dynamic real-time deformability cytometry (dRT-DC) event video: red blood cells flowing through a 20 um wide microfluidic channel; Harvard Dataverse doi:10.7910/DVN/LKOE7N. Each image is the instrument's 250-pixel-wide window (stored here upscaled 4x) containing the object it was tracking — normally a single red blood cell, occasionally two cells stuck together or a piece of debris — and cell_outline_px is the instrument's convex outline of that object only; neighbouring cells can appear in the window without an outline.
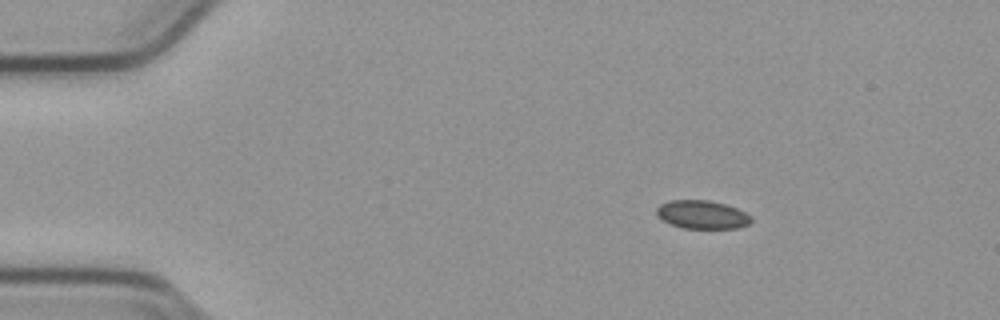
{"species": "common noctule bat (a hibernating species)", "species_latin": "Nyctalus noctula", "temperature_condition": "cold", "stored_images_in_passage": 47, "camera_frame_rate_fps": 3000, "um_per_image_px": 0.085, "animal": {"sex": "male", "body_mass_g": 23.1, "forearm_length_mm": 52.7}, "frame": {"image": 1, "passage_image": 1, "time_ms": 0.0, "image_size_px": [1000, 320], "cell_outline_px": [[752, 220], [748, 224], [736, 228], [684, 228], [672, 224], [656, 216], [656, 208], [660, 204], [672, 200], [708, 200], [724, 204], [736, 208], [752, 216]], "centroid_in_image_um": [59.67, 18.24], "position_along_channel_um": 25.3, "area_um2": 15.49}}
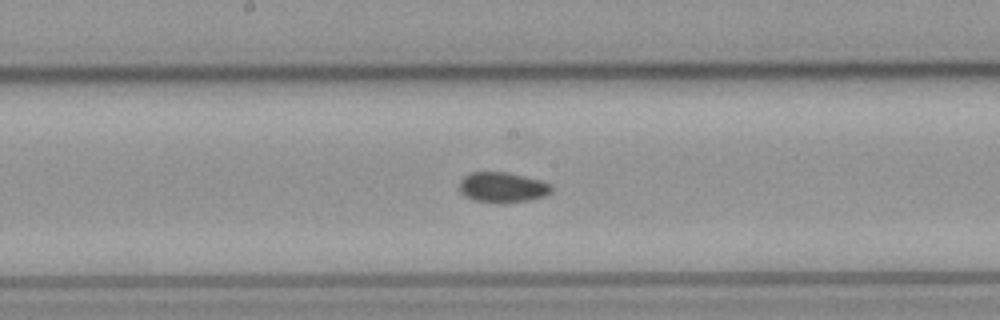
{"frame": {"image": 2, "passage_image": 21, "time_ms": 6.667, "image_size_px": [1000, 320], "cell_outline_px": [[552, 192], [544, 196], [528, 200], [504, 204], [476, 200], [460, 192], [460, 180], [464, 176], [472, 172], [508, 172], [540, 180], [552, 184]], "centroid_in_image_um": [42.75, 15.92], "position_along_channel_um": 205.5, "area_um2": 16.24}}
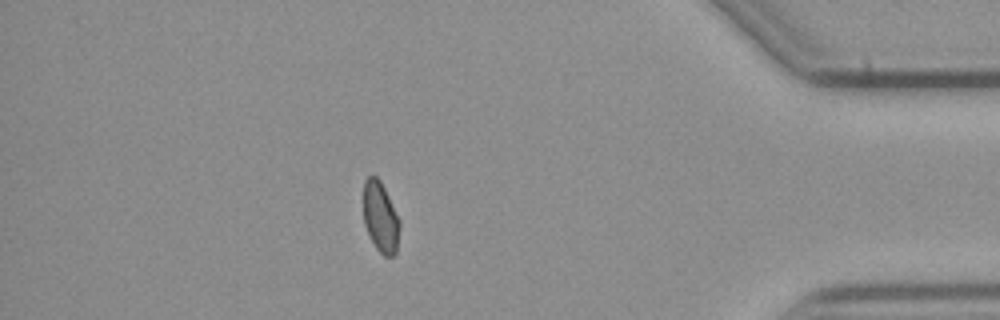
{"frame": {"image": 3, "passage_image": 40, "time_ms": 13.0, "image_size_px": [1000, 320], "cell_outline_px": [[400, 228], [396, 252], [392, 256], [384, 256], [376, 248], [364, 224], [364, 180], [368, 176], [376, 176], [380, 180], [400, 220]], "centroid_in_image_um": [32.35, 18.46], "position_along_channel_um": 402.9, "area_um2": 14.74}, "authors_computed_cell_mechanics": {"area_um2": 15.895, "velocity_mm_per_s": 3.793, "shape_relaxation_time_tau1_ms": null, "shape_relaxation_time_tau2_ms": 4.143, "deformation_change_tau1": null, "deformation_change_tau2": 0.0526}}